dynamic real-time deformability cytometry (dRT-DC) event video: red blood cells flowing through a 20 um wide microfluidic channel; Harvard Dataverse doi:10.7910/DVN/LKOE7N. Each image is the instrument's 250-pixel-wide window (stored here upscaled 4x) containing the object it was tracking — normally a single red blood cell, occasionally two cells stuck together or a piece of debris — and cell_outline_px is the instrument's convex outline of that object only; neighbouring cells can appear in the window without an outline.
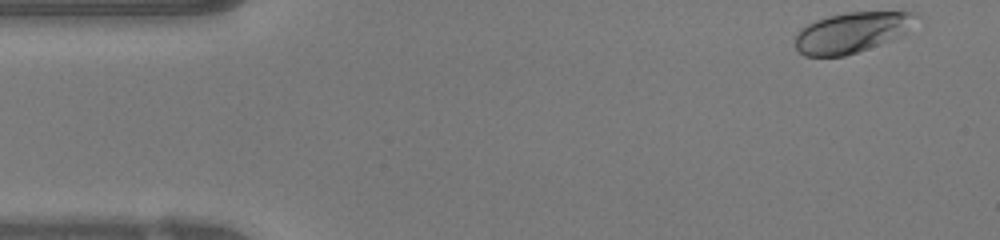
{"species": "human", "species_latin": "Homo sapiens", "temperature_condition": "warm", "stored_images_in_passage": 47, "camera_frame_rate_fps": 3000, "um_per_image_px": 0.085, "donor": {"sex": "female"}, "frame": {"image": 1, "passage_image": 1, "time_ms": 0.0, "image_size_px": [1000, 240], "cell_outline_px": [[920, 16], [904, 36], [844, 56], [804, 56], [796, 48], [796, 36], [800, 28], [816, 20], [828, 16], [848, 12], [916, 12]], "centroid_in_image_um": [72.45, 2.75], "position_along_channel_um": 12.6, "area_um2": 28.55}}
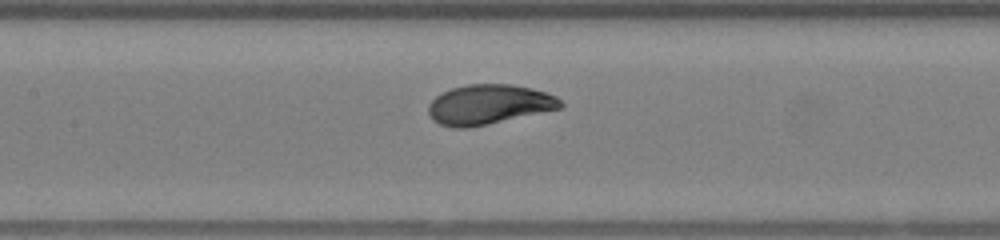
{"frame": {"image": 2, "passage_image": 20, "time_ms": 6.333, "image_size_px": [1000, 240], "cell_outline_px": [[564, 108], [488, 124], [468, 128], [452, 128], [440, 124], [432, 120], [428, 112], [428, 104], [440, 92], [452, 88], [468, 84], [512, 84], [532, 88], [556, 96], [564, 104]], "centroid_in_image_um": [41.55, 8.88], "position_along_channel_um": 165.8, "area_um2": 30.92}}
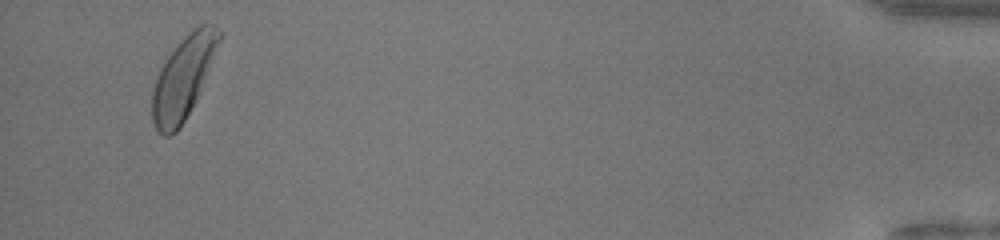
{"frame": {"image": 3, "passage_image": 45, "time_ms": 14.667, "image_size_px": [1000, 240], "cell_outline_px": [[224, 32], [200, 92], [196, 100], [184, 120], [176, 132], [168, 136], [164, 136], [156, 128], [152, 120], [152, 88], [156, 76], [160, 68], [168, 56], [200, 24], [216, 24]], "centroid_in_image_um": [15.59, 6.61], "position_along_channel_um": 419.6, "area_um2": 31.56}, "authors_computed_cell_mechanics": {"area_um2": 30.1138, "velocity_mm_per_s": 4.0943, "shape_relaxation_time_tau1_ms": 2.2972, "shape_relaxation_time_tau2_ms": null, "deformation_change_tau1": 0.1598, "deformation_change_tau2": null}}